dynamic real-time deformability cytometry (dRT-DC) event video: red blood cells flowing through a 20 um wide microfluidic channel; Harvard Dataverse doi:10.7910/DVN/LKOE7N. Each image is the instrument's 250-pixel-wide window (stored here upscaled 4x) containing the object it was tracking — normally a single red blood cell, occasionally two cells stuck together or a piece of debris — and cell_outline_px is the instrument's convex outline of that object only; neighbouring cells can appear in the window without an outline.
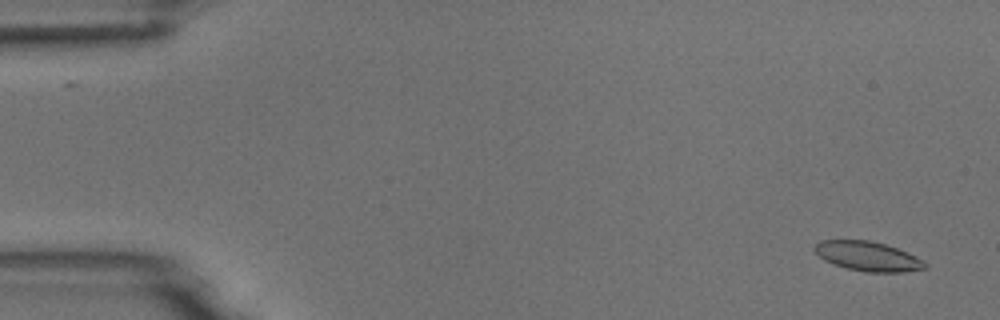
{"species": "common noctule bat (a hibernating species)", "species_latin": "Nyctalus noctula", "temperature_condition": "room temperature", "stored_images_in_passage": 2, "camera_frame_rate_fps": 3000, "um_per_image_px": 0.085, "animal": {"sex": "male", "body_mass_g": 18.8}, "frame": {"image": 1, "passage_image": 2, "time_ms": 1.0, "image_size_px": [1000, 320], "cell_outline_px": [[928, 268], [904, 272], [864, 272], [832, 264], [824, 260], [812, 248], [820, 240], [872, 240], [896, 248], [924, 260], [928, 264]], "centroid_in_image_um": [73.77, 21.79], "position_along_channel_um": 11.2, "area_um2": 19.02}}